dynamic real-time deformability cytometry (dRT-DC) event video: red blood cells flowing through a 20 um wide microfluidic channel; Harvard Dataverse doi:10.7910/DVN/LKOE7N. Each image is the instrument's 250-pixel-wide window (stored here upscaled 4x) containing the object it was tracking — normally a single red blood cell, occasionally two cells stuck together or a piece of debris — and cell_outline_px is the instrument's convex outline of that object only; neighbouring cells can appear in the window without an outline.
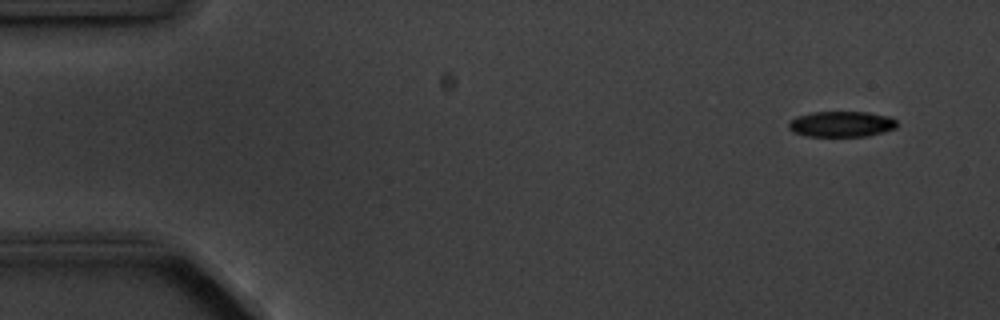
{"species": "common noctule bat (a hibernating species)", "species_latin": "Nyctalus noctula", "temperature_condition": "cold", "stored_images_in_passage": 8, "camera_frame_rate_fps": 3000, "um_per_image_px": 0.085, "animal": {"sex": "male", "body_mass_g": 20.1, "forearm_length_mm": 53.5}, "frame": {"image": 1, "passage_image": 1, "time_ms": 0.0, "image_size_px": [1000, 320], "cell_outline_px": [[896, 128], [884, 132], [868, 136], [808, 136], [792, 132], [788, 128], [788, 124], [796, 116], [812, 112], [868, 112], [888, 116], [896, 120]], "centroid_in_image_um": [71.52, 10.55], "position_along_channel_um": 13.5, "area_um2": 16.24}}
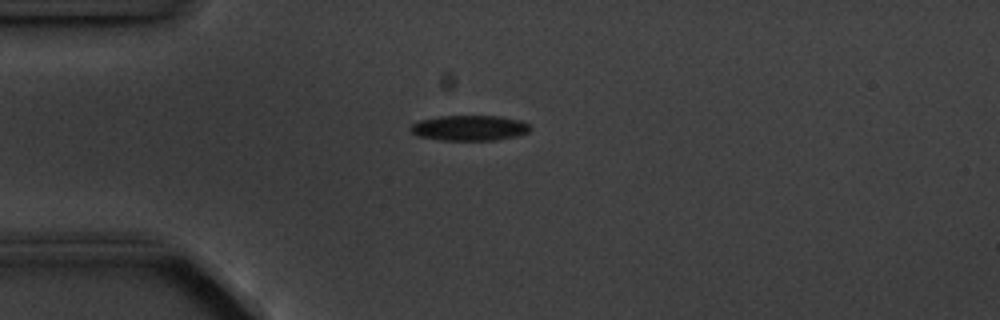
{"frame": {"image": 2, "passage_image": 4, "time_ms": 3.333, "image_size_px": [1000, 320], "cell_outline_px": [[532, 128], [528, 132], [516, 136], [496, 140], [440, 140], [416, 136], [412, 132], [412, 124], [420, 120], [440, 116], [500, 116], [520, 120], [528, 124]], "centroid_in_image_um": [39.92, 10.88], "position_along_channel_um": 45.1, "area_um2": 17.63}}